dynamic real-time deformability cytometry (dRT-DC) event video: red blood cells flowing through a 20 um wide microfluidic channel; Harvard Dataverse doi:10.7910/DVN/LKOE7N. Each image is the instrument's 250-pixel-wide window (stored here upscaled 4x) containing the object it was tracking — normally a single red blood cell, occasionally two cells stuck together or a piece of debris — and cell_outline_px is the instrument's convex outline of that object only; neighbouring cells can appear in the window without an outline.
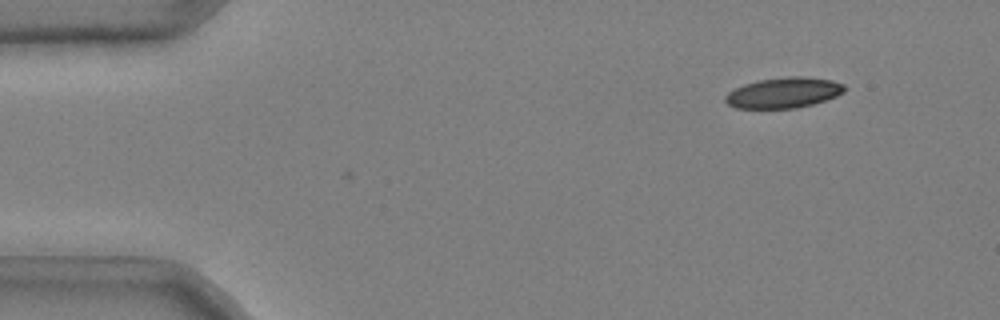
{"species": "common noctule bat (a hibernating species)", "species_latin": "Nyctalus noctula", "temperature_condition": "cold", "stored_images_in_passage": 2, "camera_frame_rate_fps": 3000, "um_per_image_px": 0.085, "animal": {"sex": "male", "body_mass_g": 20.4}, "frame": {"image": 1, "passage_image": 1, "time_ms": 0.0, "image_size_px": [1000, 320], "cell_outline_px": [[844, 92], [836, 96], [812, 104], [796, 108], [736, 108], [728, 104], [724, 100], [724, 96], [728, 92], [744, 84], [760, 80], [788, 76], [800, 76], [832, 80], [844, 84]], "centroid_in_image_um": [66.59, 7.88], "position_along_channel_um": 18.4, "area_um2": 21.04}}